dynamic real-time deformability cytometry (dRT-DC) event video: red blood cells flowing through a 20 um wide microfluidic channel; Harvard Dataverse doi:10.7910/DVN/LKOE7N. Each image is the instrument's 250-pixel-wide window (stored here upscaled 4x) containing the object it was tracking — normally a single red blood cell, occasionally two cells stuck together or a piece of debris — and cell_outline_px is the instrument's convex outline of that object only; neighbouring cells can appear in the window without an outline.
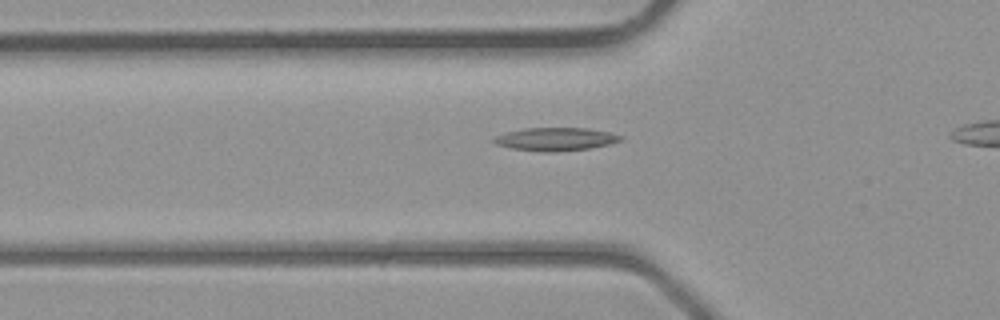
{"species": "common noctule bat (a hibernating species)", "species_latin": "Nyctalus noctula", "temperature_condition": "room temperature", "stored_images_in_passage": 4, "camera_frame_rate_fps": 3000, "um_per_image_px": 0.085, "animal": {"sex": "male", "body_mass_g": 23.1, "forearm_length_mm": 52.7}, "frame": {"image": 1, "passage_image": 3, "time_ms": 3.333, "image_size_px": [1000, 320], "cell_outline_px": [[624, 140], [608, 144], [588, 148], [556, 152], [544, 152], [512, 148], [496, 144], [492, 140], [496, 136], [508, 132], [524, 128], [588, 128], [608, 132], [624, 136]], "centroid_in_image_um": [47.26, 11.82], "position_along_channel_um": 78.5, "area_um2": 16.94}}